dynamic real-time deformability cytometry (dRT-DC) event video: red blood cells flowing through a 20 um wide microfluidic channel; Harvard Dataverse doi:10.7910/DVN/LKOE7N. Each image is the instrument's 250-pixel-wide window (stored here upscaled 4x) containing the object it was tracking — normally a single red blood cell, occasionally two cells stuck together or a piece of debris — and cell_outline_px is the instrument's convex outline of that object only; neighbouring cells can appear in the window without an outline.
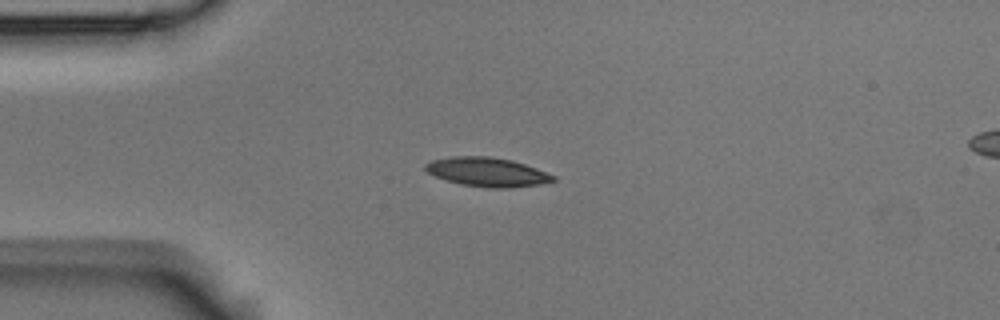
{"species": "Egyptian fruit bat (a non-hibernating species)", "species_latin": "Rousettus aegyptiacus", "temperature_condition": "room temperature", "stored_images_in_passage": 5, "camera_frame_rate_fps": 3000, "um_per_image_px": 0.085, "animal": {"sex": "male"}, "frame": {"image": 1, "passage_image": 4, "time_ms": 1.0, "image_size_px": [1000, 320], "cell_outline_px": [[556, 180], [540, 184], [508, 188], [484, 188], [460, 184], [436, 176], [428, 172], [424, 168], [424, 164], [432, 160], [448, 156], [488, 156], [512, 160], [536, 168], [556, 176]], "centroid_in_image_um": [41.41, 14.62], "position_along_channel_um": 43.6, "area_um2": 21.68}}